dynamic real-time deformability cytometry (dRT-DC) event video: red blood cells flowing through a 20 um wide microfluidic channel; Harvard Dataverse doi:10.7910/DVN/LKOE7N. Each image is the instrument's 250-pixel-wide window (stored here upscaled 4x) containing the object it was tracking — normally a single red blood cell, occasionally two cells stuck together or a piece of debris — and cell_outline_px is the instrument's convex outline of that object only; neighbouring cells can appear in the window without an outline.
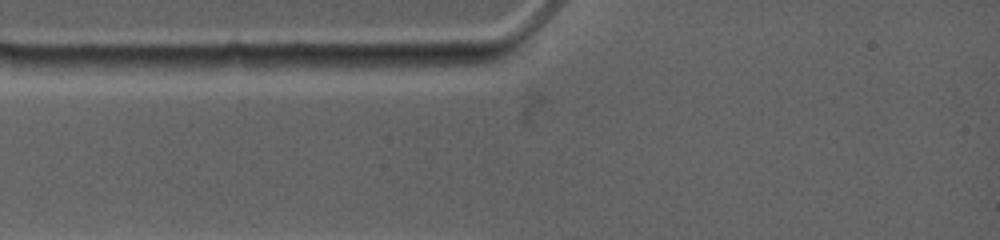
{"species": "common noctule bat (a hibernating species)", "species_latin": "Nyctalus noctula", "temperature_condition": "warm", "stored_images_in_passage": 6, "camera_frame_rate_fps": 4500, "um_per_image_px": 0.085, "animal": {"sex": "female", "body_mass_g": 19.0, "forearm_length_mm": 53.3}, "frame": {"image": 1, "passage_image": 1, "time_ms": 0.0, "image_size_px": [1000, 240], "cell_outline_px": [[424, 64], [388, 72], [364, 72], [260, 64], [268, 56], [400, 56]], "centroid_in_image_um": [29.29, 5.34], "position_along_channel_um": 55.7, "area_um2": 13.99}}